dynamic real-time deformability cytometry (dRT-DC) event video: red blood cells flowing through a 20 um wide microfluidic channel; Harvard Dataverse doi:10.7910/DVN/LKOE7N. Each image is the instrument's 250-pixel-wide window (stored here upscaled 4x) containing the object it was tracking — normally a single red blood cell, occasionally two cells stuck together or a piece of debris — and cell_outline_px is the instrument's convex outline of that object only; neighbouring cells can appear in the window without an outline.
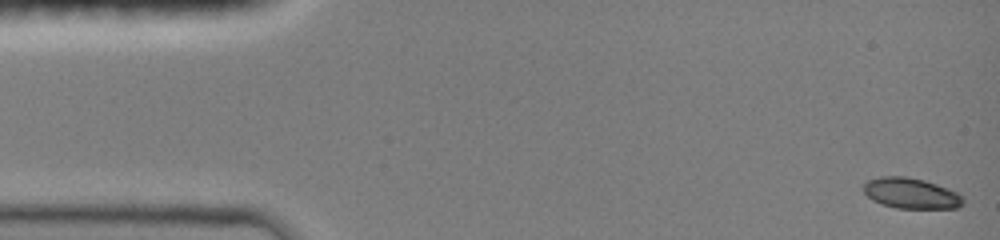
{"species": "common noctule bat (a hibernating species)", "species_latin": "Nyctalus noctula", "temperature_condition": "room temperature", "stored_images_in_passage": 48, "camera_frame_rate_fps": 3000, "um_per_image_px": 0.085, "animal": {"sex": "female", "body_mass_g": 19.0, "forearm_length_mm": 51.5}, "frame": {"image": 1, "passage_image": 1, "time_ms": 0.0, "image_size_px": [1000, 240], "cell_outline_px": [[964, 204], [956, 208], [896, 208], [880, 204], [872, 200], [864, 192], [864, 184], [868, 180], [880, 176], [904, 176], [924, 180], [936, 184], [956, 192], [964, 196]], "centroid_in_image_um": [77.44, 16.43], "position_along_channel_um": 7.6, "area_um2": 17.8}}
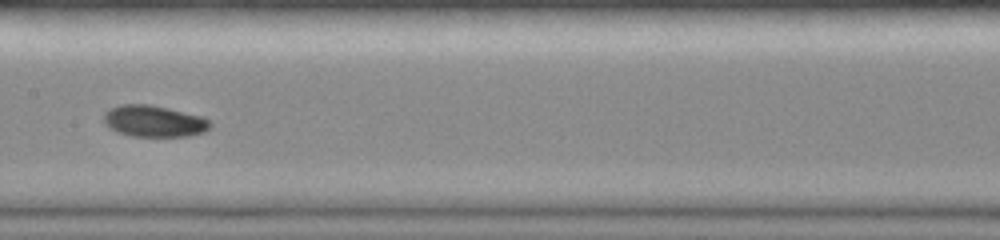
{"frame": {"image": 2, "passage_image": 24, "time_ms": 7.667, "image_size_px": [1000, 240], "cell_outline_px": [[212, 128], [204, 132], [188, 136], [132, 136], [116, 132], [108, 128], [104, 124], [104, 112], [108, 108], [120, 104], [148, 104], [168, 108], [204, 116], [212, 124]], "centroid_in_image_um": [13.08, 10.29], "position_along_channel_um": 194.3, "area_um2": 19.88}}
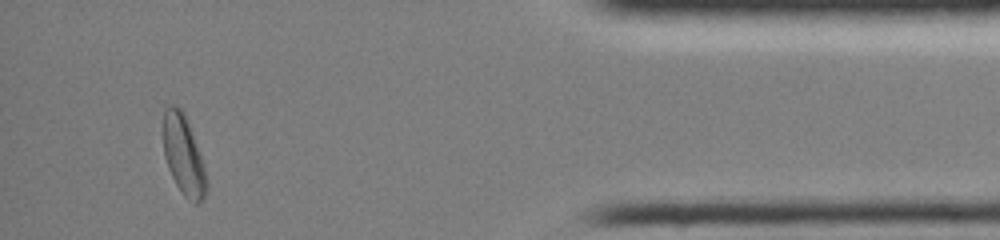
{"frame": {"image": 3, "passage_image": 44, "time_ms": 14.333, "image_size_px": [1000, 240], "cell_outline_px": [[208, 188], [204, 196], [196, 204], [192, 204], [180, 192], [168, 168], [164, 156], [164, 108], [168, 104], [172, 104], [180, 108], [184, 112], [200, 156], [208, 180]], "centroid_in_image_um": [15.59, 13.23], "position_along_channel_um": 419.6, "area_um2": 19.88}, "authors_computed_cell_mechanics": {"area_um2": 18.8717, "velocity_mm_per_s": 4.0146, "shape_relaxation_time_tau1_ms": 7.1369, "shape_relaxation_time_tau2_ms": null, "deformation_change_tau1": 0.1539, "deformation_change_tau2": null}}